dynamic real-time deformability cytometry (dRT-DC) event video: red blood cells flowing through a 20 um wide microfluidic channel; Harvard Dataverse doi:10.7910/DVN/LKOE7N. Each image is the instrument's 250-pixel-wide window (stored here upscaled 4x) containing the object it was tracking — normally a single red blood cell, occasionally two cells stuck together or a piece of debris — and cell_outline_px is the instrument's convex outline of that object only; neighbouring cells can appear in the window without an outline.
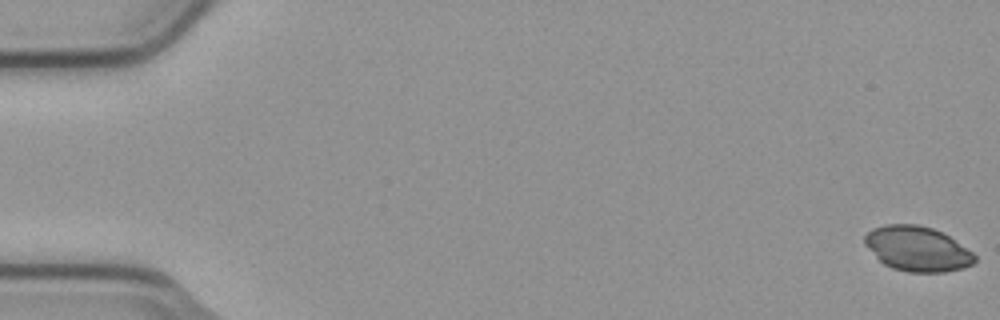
{"species": "common noctule bat (a hibernating species)", "species_latin": "Nyctalus noctula", "temperature_condition": "cold", "stored_images_in_passage": 7, "camera_frame_rate_fps": 3000, "um_per_image_px": 0.085, "animal": {"sex": "male", "body_mass_g": 23.1, "forearm_length_mm": 52.7}, "frame": {"image": 1, "passage_image": 1, "time_ms": 0.0, "image_size_px": [1000, 320], "cell_outline_px": [[976, 260], [972, 264], [964, 268], [944, 272], [908, 272], [892, 268], [884, 264], [864, 244], [864, 236], [872, 228], [884, 224], [916, 224], [932, 228], [948, 236], [972, 252], [976, 256]], "centroid_in_image_um": [77.95, 21.15], "position_along_channel_um": 7.0, "area_um2": 28.61}}